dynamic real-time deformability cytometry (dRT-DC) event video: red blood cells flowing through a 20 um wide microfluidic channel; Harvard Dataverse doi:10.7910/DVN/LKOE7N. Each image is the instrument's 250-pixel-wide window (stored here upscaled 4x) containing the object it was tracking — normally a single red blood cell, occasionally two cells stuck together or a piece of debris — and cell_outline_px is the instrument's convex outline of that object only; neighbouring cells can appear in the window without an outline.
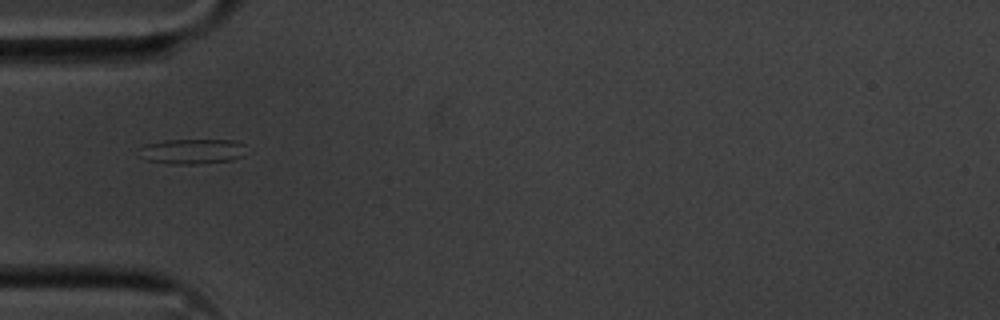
{"species": "common noctule bat (a hibernating species)", "species_latin": "Nyctalus noctula", "temperature_condition": "cold", "stored_images_in_passage": 31, "camera_frame_rate_fps": 3000, "um_per_image_px": 0.085, "animal": {"sex": "male", "body_mass_g": 20.1, "forearm_length_mm": 53.5}, "frame": {"image": 1, "passage_image": 1, "time_ms": 0.0, "image_size_px": [1000, 320], "cell_outline_px": [[244, 144], [240, 156], [232, 160], [196, 164], [172, 164], [148, 160], [136, 156], [136, 148], [144, 144], [164, 140], [236, 140]], "centroid_in_image_um": [16.19, 12.86], "position_along_channel_um": 68.8, "area_um2": 15.84}}
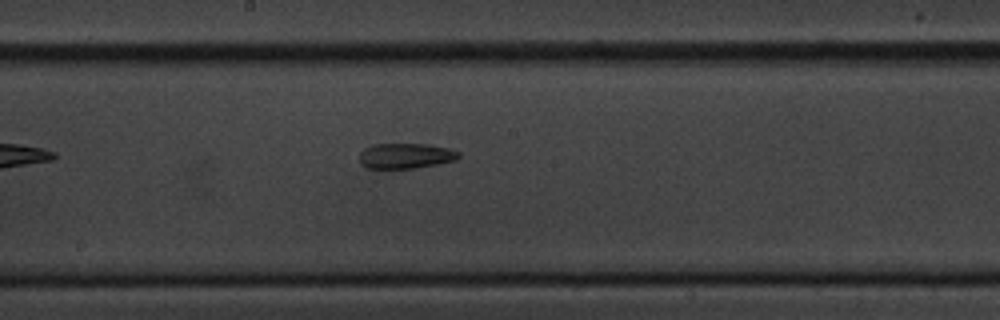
{"frame": {"image": 2, "passage_image": 13, "time_ms": 4.0, "image_size_px": [1000, 320], "cell_outline_px": [[460, 156], [456, 160], [416, 168], [368, 168], [360, 164], [360, 152], [364, 148], [372, 144], [428, 144], [448, 148], [460, 152]], "centroid_in_image_um": [34.47, 13.24], "position_along_channel_um": 213.7, "area_um2": 14.68}}
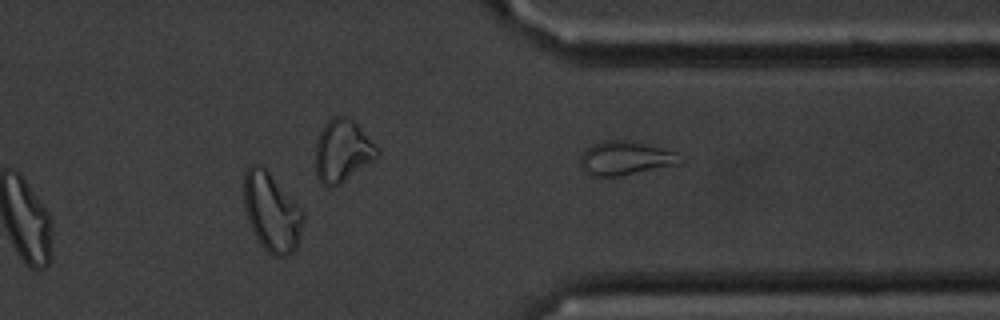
{"frame": {"image": 3, "passage_image": 25, "time_ms": 8.0, "image_size_px": [1000, 320], "cell_outline_px": [[304, 220], [300, 240], [296, 248], [288, 256], [272, 256], [260, 244], [248, 220], [244, 204], [244, 172], [252, 164], [260, 164], [268, 172], [304, 212]], "centroid_in_image_um": [23.1, 18.06], "position_along_channel_um": 388.3, "area_um2": 26.93}}